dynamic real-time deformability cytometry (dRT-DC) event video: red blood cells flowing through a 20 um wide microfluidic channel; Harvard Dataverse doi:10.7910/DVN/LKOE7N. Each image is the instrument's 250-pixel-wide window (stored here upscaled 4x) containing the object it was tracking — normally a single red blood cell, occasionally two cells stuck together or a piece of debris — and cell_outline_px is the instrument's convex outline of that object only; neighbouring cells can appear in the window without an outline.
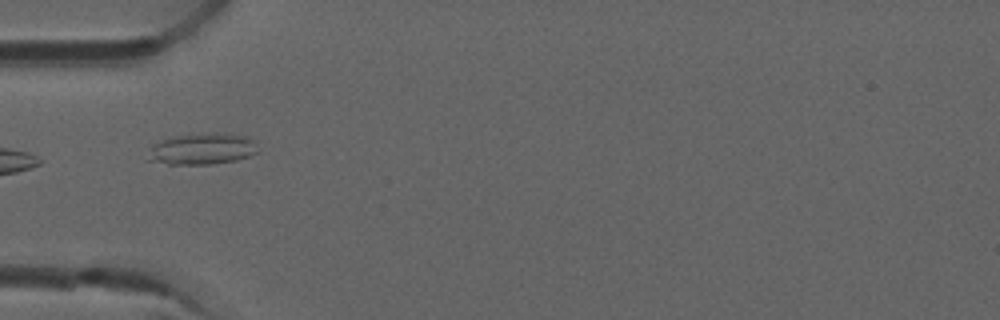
{"species": "common noctule bat (a hibernating species)", "species_latin": "Nyctalus noctula", "temperature_condition": "room temperature", "stored_images_in_passage": 10, "camera_frame_rate_fps": 3000, "um_per_image_px": 0.085, "animal": {"sex": "male", "forearm_length_mm": 52.5}, "frame": {"image": 1, "passage_image": 1, "time_ms": 0.0, "image_size_px": [1000, 320], "cell_outline_px": [[256, 152], [248, 156], [236, 160], [212, 164], [168, 164], [144, 160], [152, 144], [160, 140], [172, 136], [208, 132], [212, 132], [244, 136], [252, 140]], "centroid_in_image_um": [17.06, 12.66], "position_along_channel_um": 67.9, "area_um2": 20.11}}